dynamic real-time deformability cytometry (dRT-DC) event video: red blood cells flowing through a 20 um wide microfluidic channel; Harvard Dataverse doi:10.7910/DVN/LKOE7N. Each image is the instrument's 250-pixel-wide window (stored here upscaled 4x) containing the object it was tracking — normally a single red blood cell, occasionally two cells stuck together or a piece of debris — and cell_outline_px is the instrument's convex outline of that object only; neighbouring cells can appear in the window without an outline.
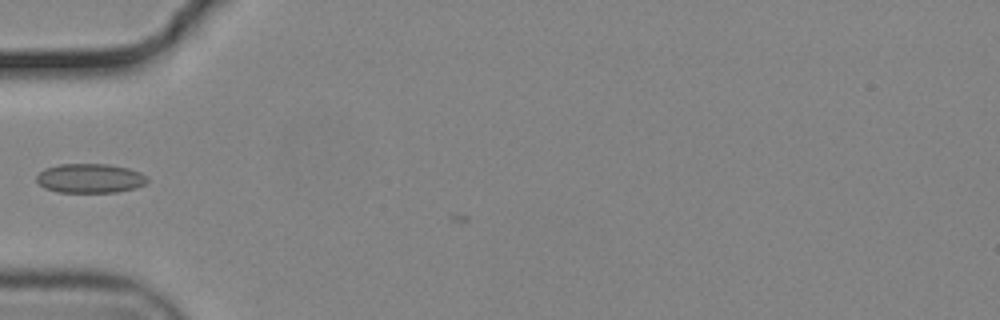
{"species": "common noctule bat (a hibernating species)", "species_latin": "Nyctalus noctula", "temperature_condition": "cold", "stored_images_in_passage": 5, "camera_frame_rate_fps": 3000, "um_per_image_px": 0.085, "animal": {"sex": "male", "body_mass_g": 19.2, "forearm_length_mm": 51.8}, "frame": {"image": 1, "passage_image": 4, "time_ms": 1.0, "image_size_px": [1000, 320], "cell_outline_px": [[148, 180], [144, 184], [136, 188], [116, 192], [56, 192], [44, 188], [36, 180], [36, 176], [44, 168], [60, 164], [108, 164], [128, 168], [140, 172], [148, 176]], "centroid_in_image_um": [7.65, 15.15], "position_along_channel_um": 77.3, "area_um2": 19.02}}